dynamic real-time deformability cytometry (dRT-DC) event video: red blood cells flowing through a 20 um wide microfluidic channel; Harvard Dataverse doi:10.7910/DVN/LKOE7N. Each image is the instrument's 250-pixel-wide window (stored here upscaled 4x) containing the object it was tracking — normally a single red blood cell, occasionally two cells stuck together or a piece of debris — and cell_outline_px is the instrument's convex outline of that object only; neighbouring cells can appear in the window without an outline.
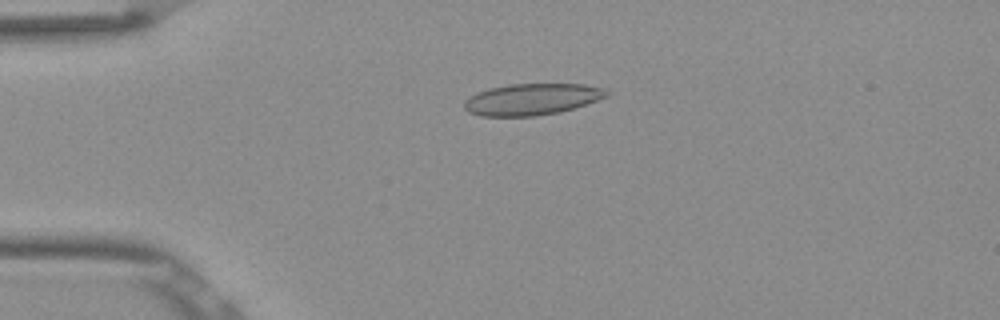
{"species": "Egyptian fruit bat (a non-hibernating species)", "species_latin": "Rousettus aegyptiacus", "temperature_condition": "room temperature", "stored_images_in_passage": 43, "camera_frame_rate_fps": 3000, "um_per_image_px": 0.085, "frame": {"image": 1, "passage_image": 3, "time_ms": 0.667, "image_size_px": [1000, 320], "cell_outline_px": [[612, 92], [608, 96], [560, 112], [536, 116], [480, 116], [468, 112], [464, 108], [464, 100], [488, 88], [508, 84], [584, 84], [604, 88]], "centroid_in_image_um": [45.22, 8.43], "position_along_channel_um": 39.8, "area_um2": 26.07}}
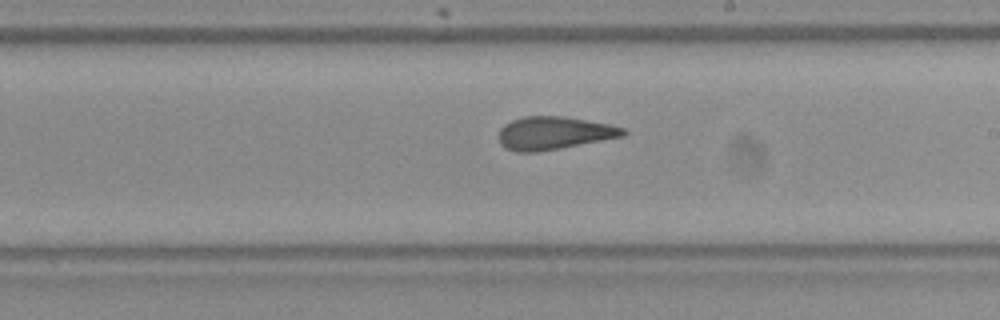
{"frame": {"image": 2, "passage_image": 21, "time_ms": 6.667, "image_size_px": [1000, 320], "cell_outline_px": [[628, 132], [624, 136], [560, 148], [536, 152], [516, 152], [504, 148], [500, 144], [500, 128], [504, 124], [512, 120], [524, 116], [564, 116], [608, 124], [624, 128]], "centroid_in_image_um": [47.07, 11.31], "position_along_channel_um": 241.9, "area_um2": 23.81}}
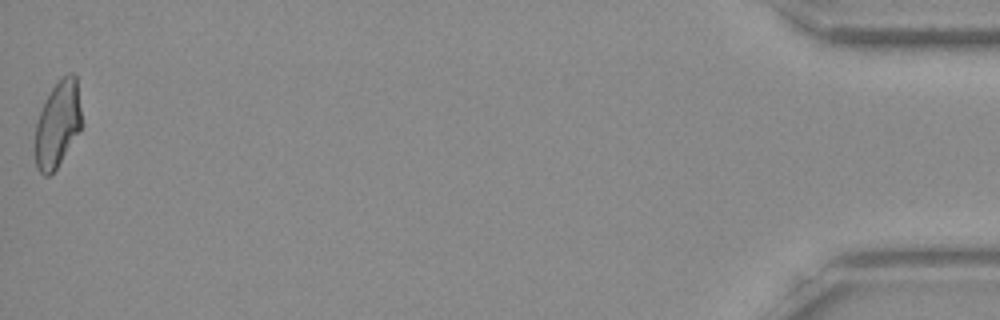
{"frame": {"image": 3, "passage_image": 43, "time_ms": 14.0, "image_size_px": [1000, 320], "cell_outline_px": [[84, 124], [80, 132], [56, 168], [48, 176], [44, 176], [36, 168], [36, 120], [52, 88], [68, 72], [72, 72], [76, 76]], "centroid_in_image_um": [4.95, 10.55], "position_along_channel_um": 430.2, "area_um2": 23.41}, "authors_computed_cell_mechanics": {"area_um2": 23.987, "velocity_mm_per_s": 3.8707, "shape_relaxation_time_tau1_ms": null, "shape_relaxation_time_tau2_ms": 1.2927, "deformation_change_tau1": null, "deformation_change_tau2": 0.0628}}